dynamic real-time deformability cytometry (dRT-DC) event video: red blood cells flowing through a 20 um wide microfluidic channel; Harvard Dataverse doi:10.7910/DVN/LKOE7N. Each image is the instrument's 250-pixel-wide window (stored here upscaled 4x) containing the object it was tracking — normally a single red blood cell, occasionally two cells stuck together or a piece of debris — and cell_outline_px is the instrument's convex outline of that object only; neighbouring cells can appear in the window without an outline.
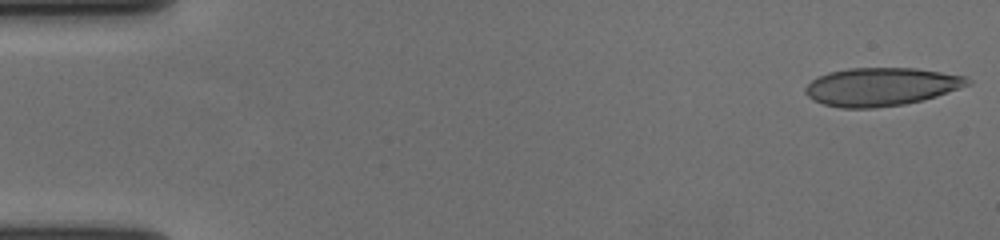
{"species": "human", "species_latin": "Homo sapiens", "temperature_condition": "cold", "stored_images_in_passage": 56, "camera_frame_rate_fps": 3000, "um_per_image_px": 0.085, "donor": {"sex": "female"}, "frame": {"image": 1, "passage_image": 1, "time_ms": 0.0, "image_size_px": [1000, 240], "cell_outline_px": [[972, 84], [936, 96], [904, 104], [872, 108], [840, 108], [824, 104], [812, 100], [804, 92], [804, 88], [812, 80], [828, 72], [848, 68], [916, 68], [968, 76], [972, 80]], "centroid_in_image_um": [74.91, 7.36], "position_along_channel_um": 10.1, "area_um2": 36.18}}
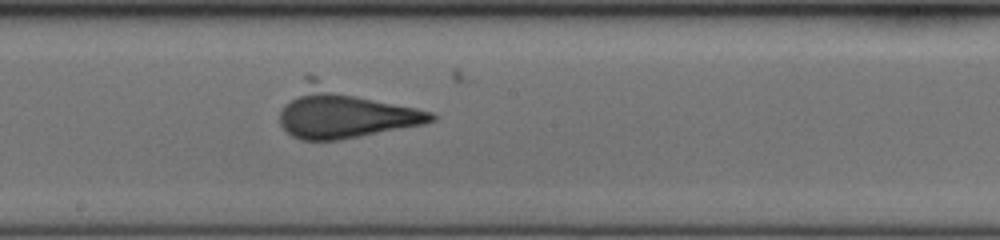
{"frame": {"image": 2, "passage_image": 31, "time_ms": 10.0, "image_size_px": [1000, 240], "cell_outline_px": [[436, 120], [424, 124], [340, 140], [300, 140], [292, 136], [280, 124], [280, 112], [284, 104], [304, 76], [316, 76], [432, 112], [436, 116]], "centroid_in_image_um": [29.24, 9.52], "position_along_channel_um": 219.0, "area_um2": 45.6}}
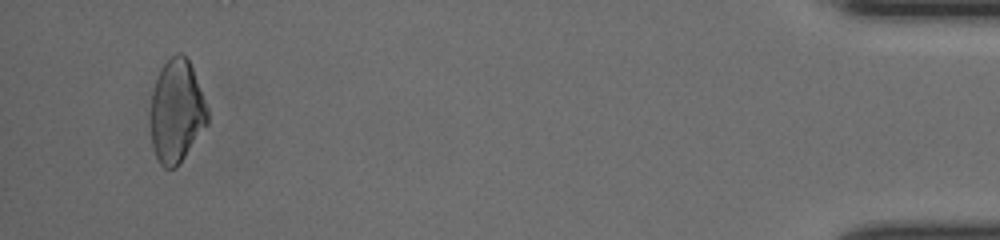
{"frame": {"image": 3, "passage_image": 54, "time_ms": 17.667, "image_size_px": [1000, 240], "cell_outline_px": [[208, 124], [176, 168], [164, 168], [160, 164], [156, 156], [152, 144], [152, 92], [160, 68], [176, 52], [180, 52], [188, 60], [192, 68], [208, 108]], "centroid_in_image_um": [15.03, 9.47], "position_along_channel_um": 420.2, "area_um2": 33.76}}